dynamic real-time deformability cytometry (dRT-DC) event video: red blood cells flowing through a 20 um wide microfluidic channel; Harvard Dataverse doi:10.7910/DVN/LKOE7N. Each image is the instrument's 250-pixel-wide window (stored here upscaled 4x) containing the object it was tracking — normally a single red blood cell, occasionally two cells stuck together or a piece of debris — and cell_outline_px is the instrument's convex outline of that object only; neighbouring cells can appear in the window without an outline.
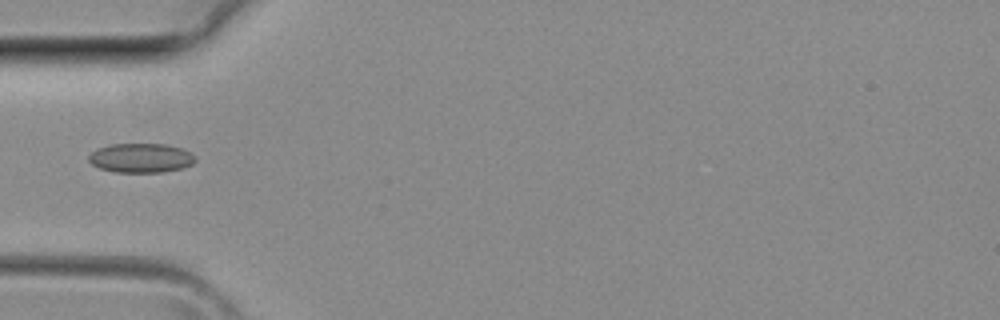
{"species": "common noctule bat (a hibernating species)", "species_latin": "Nyctalus noctula", "temperature_condition": "room temperature", "stored_images_in_passage": 29, "camera_frame_rate_fps": 3000, "um_per_image_px": 0.085, "animal": {"sex": "female", "body_mass_g": 29.2, "forearm_length_mm": 56.3}, "frame": {"image": 1, "passage_image": 3, "time_ms": 0.667, "image_size_px": [1000, 320], "cell_outline_px": [[196, 160], [192, 164], [180, 168], [164, 172], [116, 172], [100, 168], [92, 164], [88, 160], [88, 156], [96, 148], [112, 144], [164, 144], [180, 148], [192, 152], [196, 156]], "centroid_in_image_um": [11.98, 13.42], "position_along_channel_um": 73.0, "area_um2": 18.21}}
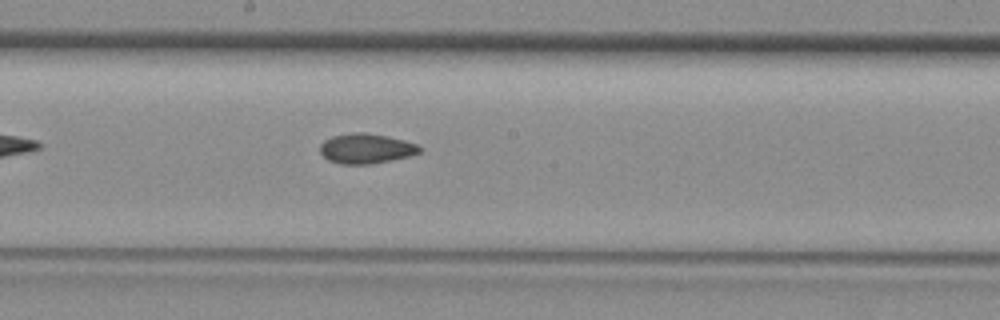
{"frame": {"image": 2, "passage_image": 11, "time_ms": 3.333, "image_size_px": [1000, 320], "cell_outline_px": [[424, 148], [420, 152], [408, 156], [368, 164], [344, 164], [328, 160], [320, 152], [320, 144], [324, 140], [332, 136], [356, 132], [364, 132], [388, 136], [404, 140], [416, 144]], "centroid_in_image_um": [31.11, 12.61], "position_along_channel_um": 217.1, "area_um2": 17.22}}
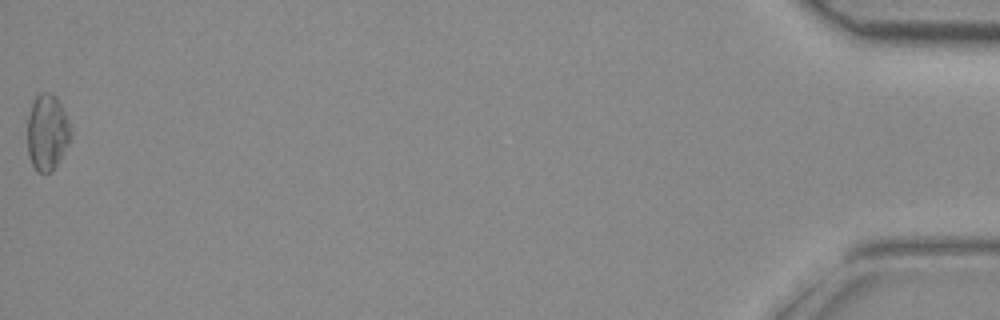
{"frame": {"image": 3, "passage_image": 29, "time_ms": 9.333, "image_size_px": [1000, 320], "cell_outline_px": [[68, 140], [56, 164], [48, 172], [36, 172], [32, 164], [28, 152], [28, 116], [32, 104], [36, 96], [44, 92], [52, 92], [56, 96], [68, 120]], "centroid_in_image_um": [3.96, 11.21], "position_along_channel_um": 431.2, "area_um2": 18.32}}